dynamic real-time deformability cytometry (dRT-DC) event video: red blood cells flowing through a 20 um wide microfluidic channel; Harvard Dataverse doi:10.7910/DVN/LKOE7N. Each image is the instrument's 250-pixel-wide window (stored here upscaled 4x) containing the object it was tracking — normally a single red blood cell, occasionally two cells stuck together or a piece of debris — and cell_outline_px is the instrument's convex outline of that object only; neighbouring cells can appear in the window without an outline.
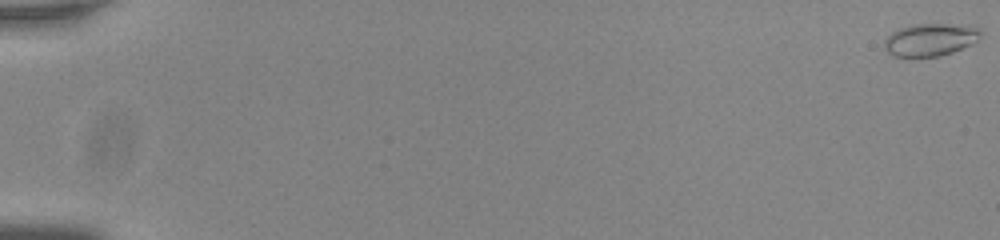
{"species": "common noctule bat (a hibernating species)", "species_latin": "Nyctalus noctula", "temperature_condition": "room temperature", "stored_images_in_passage": 57, "camera_frame_rate_fps": 3000, "um_per_image_px": 0.085, "animal": {"sex": "male", "body_mass_g": 20.0, "forearm_length_mm": 53.3}, "frame": {"image": 1, "passage_image": 1, "time_ms": 0.0, "image_size_px": [1000, 240], "cell_outline_px": [[980, 36], [972, 44], [952, 52], [940, 56], [892, 56], [884, 48], [884, 40], [892, 32], [900, 28], [912, 24], [948, 24], [980, 28]], "centroid_in_image_um": [79.04, 3.37], "position_along_channel_um": 6.0, "area_um2": 18.03}}
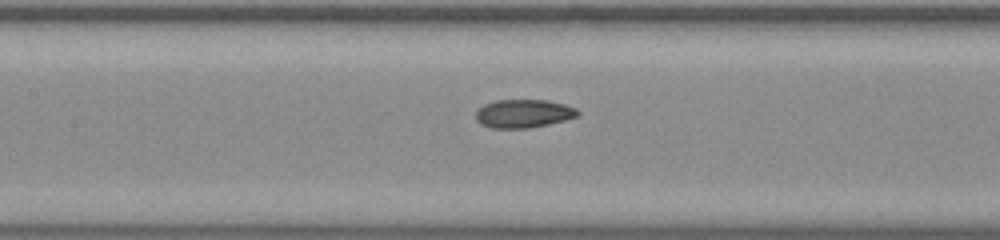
{"frame": {"image": 2, "passage_image": 29, "time_ms": 9.333, "image_size_px": [1000, 240], "cell_outline_px": [[580, 116], [548, 124], [528, 128], [492, 128], [480, 124], [476, 120], [476, 112], [484, 104], [496, 100], [548, 100], [564, 104], [576, 108], [580, 112]], "centroid_in_image_um": [44.51, 9.65], "position_along_channel_um": 162.9, "area_um2": 16.88}}
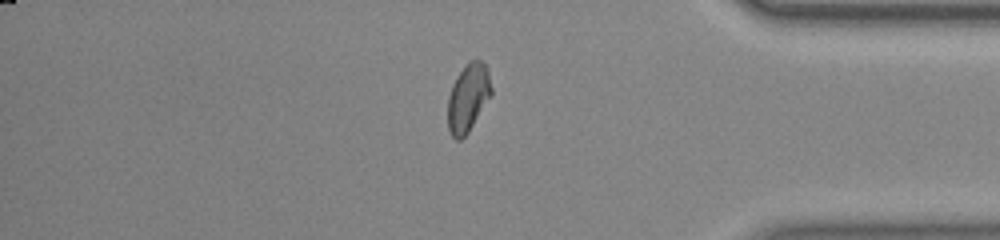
{"frame": {"image": 3, "passage_image": 49, "time_ms": 16.0, "image_size_px": [1000, 240], "cell_outline_px": [[492, 92], [468, 132], [460, 140], [456, 140], [452, 136], [448, 128], [448, 96], [452, 84], [456, 76], [468, 60], [480, 60], [488, 68], [492, 88]], "centroid_in_image_um": [39.77, 8.27], "position_along_channel_um": 395.4, "area_um2": 17.17}, "authors_computed_cell_mechanics": {"area_um2": 17.2822, "velocity_mm_per_s": 3.7806, "shape_relaxation_time_tau1_ms": null, "shape_relaxation_time_tau2_ms": 1.3172, "deformation_change_tau1": null, "deformation_change_tau2": 0.0477}}